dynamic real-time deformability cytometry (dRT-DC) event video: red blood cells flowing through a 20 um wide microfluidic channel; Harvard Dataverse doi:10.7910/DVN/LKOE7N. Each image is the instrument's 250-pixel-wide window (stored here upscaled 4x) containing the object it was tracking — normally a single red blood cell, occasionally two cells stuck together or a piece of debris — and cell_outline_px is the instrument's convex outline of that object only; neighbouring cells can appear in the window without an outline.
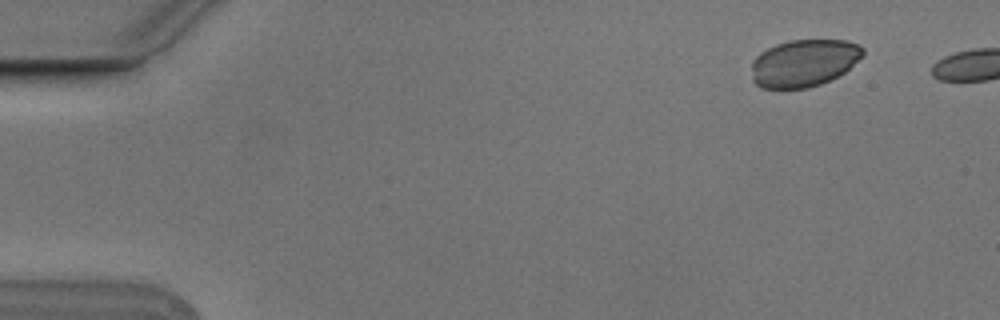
{"species": "Egyptian fruit bat (a non-hibernating species)", "species_latin": "Rousettus aegyptiacus", "temperature_condition": "cold", "stored_images_in_passage": 3, "camera_frame_rate_fps": 3000, "um_per_image_px": 0.085, "animal": {"sex": "male"}, "frame": {"image": 1, "passage_image": 1, "time_ms": 0.0, "image_size_px": [1000, 320], "cell_outline_px": [[864, 56], [844, 72], [820, 84], [808, 88], [760, 88], [752, 80], [752, 60], [760, 52], [776, 44], [788, 40], [848, 40], [860, 44], [864, 48]], "centroid_in_image_um": [68.34, 5.34], "position_along_channel_um": 16.7, "area_um2": 30.87}}